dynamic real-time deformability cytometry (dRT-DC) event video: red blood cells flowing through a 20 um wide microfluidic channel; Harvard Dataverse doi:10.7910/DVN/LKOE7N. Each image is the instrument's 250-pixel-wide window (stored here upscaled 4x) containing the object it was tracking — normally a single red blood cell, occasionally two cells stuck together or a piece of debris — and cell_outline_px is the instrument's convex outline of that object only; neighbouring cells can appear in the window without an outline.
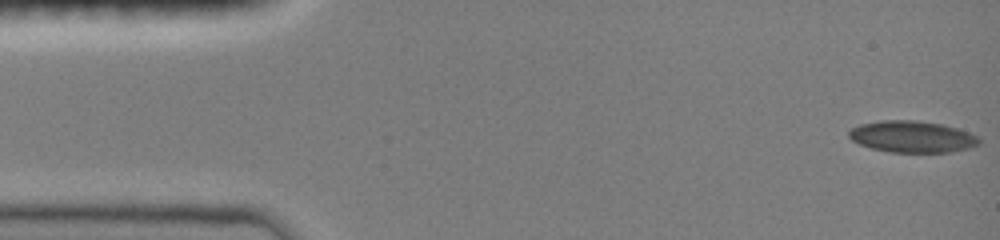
{"species": "common noctule bat (a hibernating species)", "species_latin": "Nyctalus noctula", "temperature_condition": "room temperature", "stored_images_in_passage": 70, "camera_frame_rate_fps": 3000, "um_per_image_px": 0.085, "animal": {"sex": "female", "body_mass_g": 19.0, "forearm_length_mm": 51.5}, "frame": {"image": 1, "passage_image": 1, "time_ms": 0.0, "image_size_px": [1000, 240], "cell_outline_px": [[980, 144], [968, 148], [952, 152], [892, 152], [872, 148], [860, 144], [852, 140], [848, 136], [848, 132], [852, 128], [860, 124], [880, 120], [916, 120], [940, 124], [956, 128], [968, 132], [976, 136], [980, 140]], "centroid_in_image_um": [77.52, 11.61], "position_along_channel_um": 7.5, "area_um2": 23.81}}
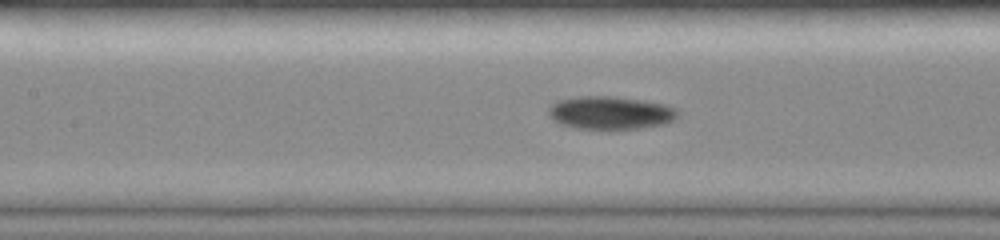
{"frame": {"image": 2, "passage_image": 35, "time_ms": 6.667, "image_size_px": [1000, 240], "cell_outline_px": [[676, 116], [668, 124], [644, 128], [576, 128], [560, 124], [552, 120], [548, 116], [548, 108], [556, 100], [576, 96], [616, 96], [644, 100], [668, 104], [676, 108]], "centroid_in_image_um": [51.87, 9.57], "position_along_channel_um": 155.5, "area_um2": 25.14}}
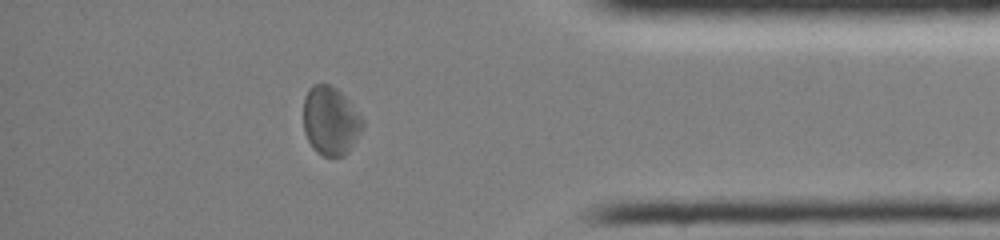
{"frame": {"image": 3, "passage_image": 62, "time_ms": 13.333, "image_size_px": [1000, 240], "cell_outline_px": [[364, 128], [348, 152], [344, 156], [324, 156], [316, 152], [312, 148], [304, 132], [304, 96], [308, 88], [312, 84], [328, 84], [336, 88], [348, 100], [364, 120]], "centroid_in_image_um": [28.09, 10.27], "position_along_channel_um": 407.1, "area_um2": 23.81}, "authors_computed_cell_mechanics": {"area_um2": 23.8136, "velocity_mm_per_s": 4.0038, "shape_relaxation_time_tau1_ms": null, "shape_relaxation_time_tau2_ms": 3.7265, "deformation_change_tau1": null, "deformation_change_tau2": 0.0784}}